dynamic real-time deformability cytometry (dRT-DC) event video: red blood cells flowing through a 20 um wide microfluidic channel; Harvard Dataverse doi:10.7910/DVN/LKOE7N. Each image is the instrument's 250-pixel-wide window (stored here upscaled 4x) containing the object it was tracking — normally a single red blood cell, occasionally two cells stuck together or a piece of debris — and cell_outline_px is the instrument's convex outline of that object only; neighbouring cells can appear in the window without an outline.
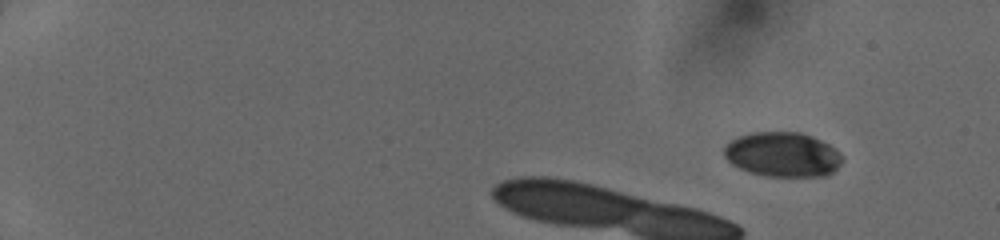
{"species": "human", "species_latin": "Homo sapiens", "temperature_condition": "cold", "stored_images_in_passage": 9, "camera_frame_rate_fps": 3000, "um_per_image_px": 0.085, "donor": {"sex": "female"}, "frame": {"image": 1, "passage_image": 1, "time_ms": 0.0, "image_size_px": [1000, 240], "cell_outline_px": [[840, 164], [828, 176], [768, 176], [752, 172], [740, 168], [732, 164], [724, 156], [724, 148], [732, 140], [740, 136], [752, 132], [800, 132], [812, 136], [828, 144], [840, 156]], "centroid_in_image_um": [66.5, 13.13], "position_along_channel_um": 18.5, "area_um2": 30.23}}